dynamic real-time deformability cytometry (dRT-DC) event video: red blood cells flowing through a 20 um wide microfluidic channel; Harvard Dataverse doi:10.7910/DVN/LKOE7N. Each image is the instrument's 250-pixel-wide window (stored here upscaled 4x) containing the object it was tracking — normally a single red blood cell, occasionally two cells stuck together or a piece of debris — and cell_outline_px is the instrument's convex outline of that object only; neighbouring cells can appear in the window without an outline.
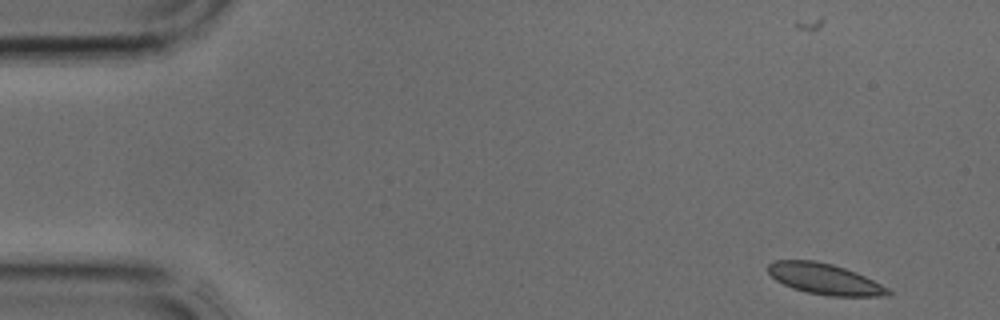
{"species": "common noctule bat (a hibernating species)", "species_latin": "Nyctalus noctula", "temperature_condition": "cold", "stored_images_in_passage": 9, "camera_frame_rate_fps": 3000, "um_per_image_px": 0.085, "animal": {"sex": "male", "body_mass_g": 17.9, "forearm_length_mm": 54.2}, "frame": {"image": 1, "passage_image": 1, "time_ms": 0.0, "image_size_px": [1000, 320], "cell_outline_px": [[892, 292], [888, 296], [828, 296], [808, 292], [792, 288], [776, 280], [768, 272], [768, 264], [776, 260], [816, 260], [832, 264], [856, 272], [888, 288]], "centroid_in_image_um": [70.09, 23.71], "position_along_channel_um": 14.9, "area_um2": 21.44}}